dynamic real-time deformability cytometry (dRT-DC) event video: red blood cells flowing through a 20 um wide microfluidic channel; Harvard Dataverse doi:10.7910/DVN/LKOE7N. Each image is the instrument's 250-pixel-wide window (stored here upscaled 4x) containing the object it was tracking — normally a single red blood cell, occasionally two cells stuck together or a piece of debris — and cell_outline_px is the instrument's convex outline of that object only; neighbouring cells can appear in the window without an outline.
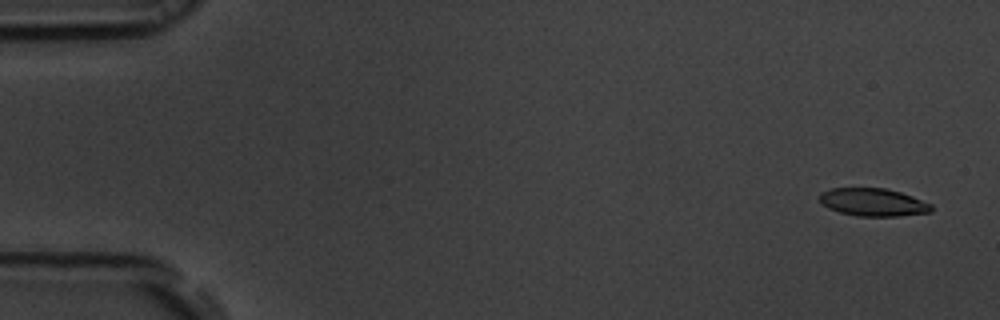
{"species": "common noctule bat (a hibernating species)", "species_latin": "Nyctalus noctula", "temperature_condition": "room temperature", "stored_images_in_passage": 27, "camera_frame_rate_fps": 3000, "um_per_image_px": 0.085, "animal": {"sex": "male", "body_mass_g": 19.5, "forearm_length_mm": 54.6}, "frame": {"image": 1, "passage_image": 3, "time_ms": 0.667, "image_size_px": [1000, 320], "cell_outline_px": [[932, 212], [900, 216], [856, 216], [840, 212], [828, 208], [820, 200], [820, 192], [832, 188], [884, 188], [900, 192], [912, 196], [932, 204]], "centroid_in_image_um": [74.23, 17.19], "position_along_channel_um": 10.8, "area_um2": 18.09}}
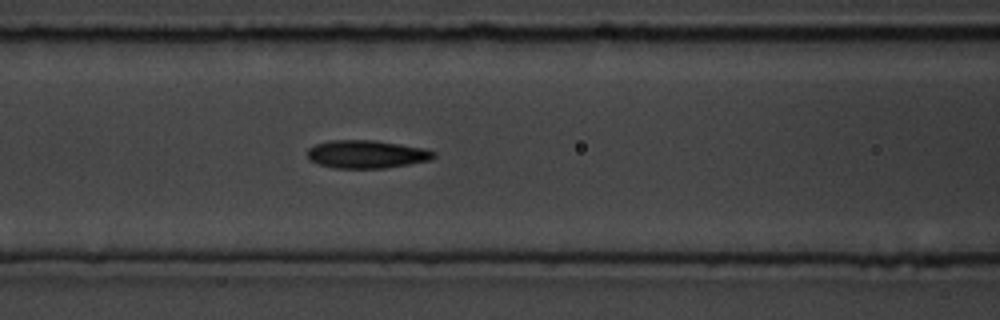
{"frame": {"image": 2, "passage_image": 23, "time_ms": 7.333, "image_size_px": [1000, 320], "cell_outline_px": [[436, 156], [432, 160], [384, 168], [336, 168], [320, 164], [308, 160], [308, 148], [316, 144], [328, 140], [376, 140], [424, 148], [436, 152]], "centroid_in_image_um": [31.18, 13.1], "position_along_channel_um": 135.4, "area_um2": 20.69}}
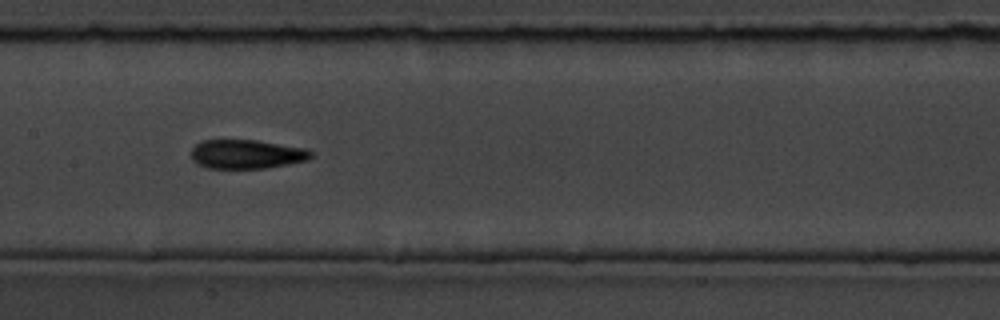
{"frame": {"image": 3, "passage_image": 27, "time_ms": 8.667, "image_size_px": [1000, 320], "cell_outline_px": [[312, 156], [308, 160], [288, 164], [264, 168], [208, 168], [196, 164], [192, 160], [192, 148], [200, 140], [256, 140], [308, 148], [312, 152]], "centroid_in_image_um": [20.96, 13.1], "position_along_channel_um": 186.4, "area_um2": 20.4}}